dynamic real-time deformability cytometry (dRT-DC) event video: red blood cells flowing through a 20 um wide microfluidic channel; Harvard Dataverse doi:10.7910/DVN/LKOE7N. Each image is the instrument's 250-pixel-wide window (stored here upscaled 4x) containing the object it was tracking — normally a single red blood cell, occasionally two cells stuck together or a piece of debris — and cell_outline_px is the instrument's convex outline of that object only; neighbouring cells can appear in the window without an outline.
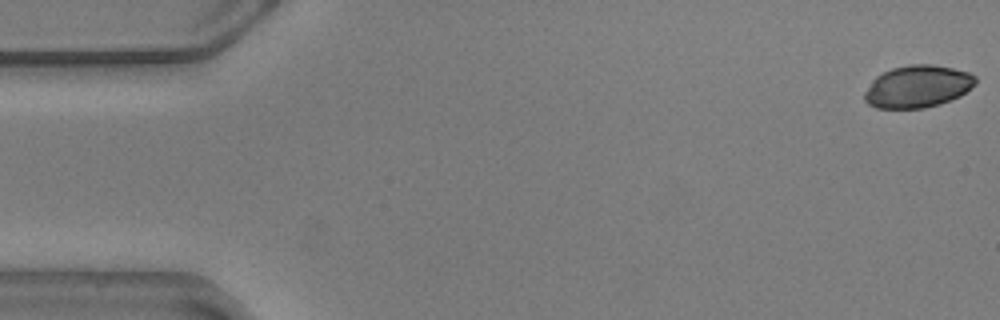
{"species": "common noctule bat (a hibernating species)", "species_latin": "Nyctalus noctula", "temperature_condition": "warm", "stored_images_in_passage": 37, "camera_frame_rate_fps": 3000, "um_per_image_px": 0.085, "animal": {"sex": "male", "body_mass_g": 20.5, "forearm_length_mm": 52.5}, "frame": {"image": 1, "passage_image": 1, "time_ms": 0.0, "image_size_px": [1000, 320], "cell_outline_px": [[976, 84], [960, 96], [940, 104], [924, 108], [876, 108], [868, 104], [864, 100], [864, 92], [872, 80], [876, 76], [892, 68], [908, 64], [932, 64], [952, 68], [968, 72], [976, 76]], "centroid_in_image_um": [77.99, 7.35], "position_along_channel_um": 7.0, "area_um2": 27.46}}
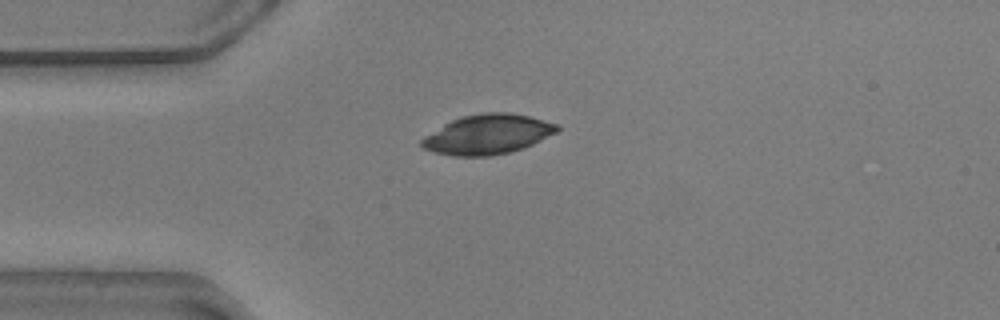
{"frame": {"image": 2, "passage_image": 14, "time_ms": 4.333, "image_size_px": [1000, 320], "cell_outline_px": [[560, 128], [556, 132], [524, 148], [508, 152], [488, 156], [452, 156], [432, 152], [424, 148], [420, 144], [420, 140], [424, 136], [444, 124], [460, 116], [480, 112], [508, 112], [528, 116], [556, 124]], "centroid_in_image_um": [41.4, 11.42], "position_along_channel_um": 43.6, "area_um2": 31.27}}